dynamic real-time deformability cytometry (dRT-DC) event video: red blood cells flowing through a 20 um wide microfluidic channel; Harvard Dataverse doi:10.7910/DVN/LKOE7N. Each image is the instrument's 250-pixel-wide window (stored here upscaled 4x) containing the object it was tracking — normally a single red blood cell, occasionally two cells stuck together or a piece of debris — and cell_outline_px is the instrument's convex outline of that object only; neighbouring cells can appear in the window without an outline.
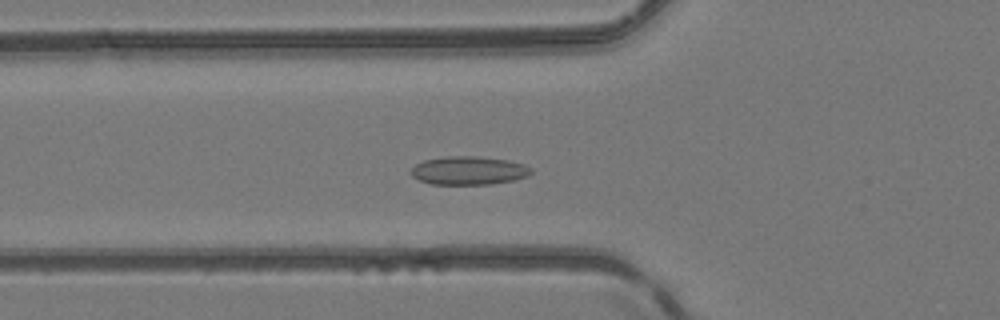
{"species": "common noctule bat (a hibernating species)", "species_latin": "Nyctalus noctula", "temperature_condition": "room temperature", "stored_images_in_passage": 49, "camera_frame_rate_fps": 3000, "um_per_image_px": 0.085, "animal": {"sex": "female", "body_mass_g": 24.6, "forearm_length_mm": 56.2}, "frame": {"image": 1, "passage_image": 17, "time_ms": 5.333, "image_size_px": [1000, 320], "cell_outline_px": [[532, 172], [528, 176], [516, 180], [492, 184], [432, 184], [420, 180], [412, 176], [408, 172], [416, 164], [424, 160], [448, 156], [476, 156], [508, 160], [524, 164], [532, 168]], "centroid_in_image_um": [39.86, 14.5], "position_along_channel_um": 85.9, "area_um2": 20.0}}
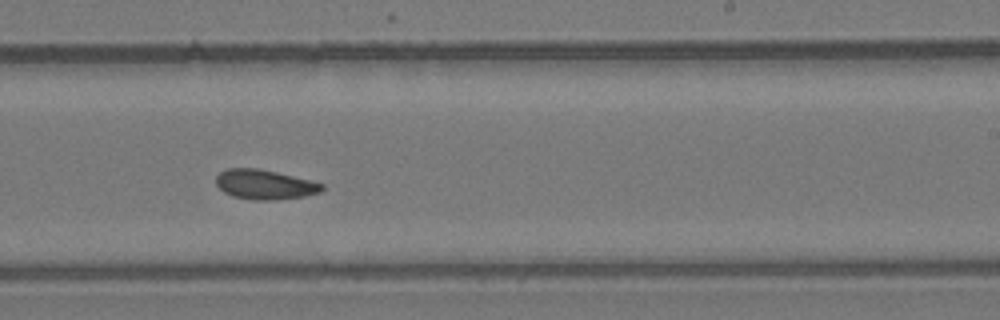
{"frame": {"image": 2, "passage_image": 30, "time_ms": 9.667, "image_size_px": [1000, 320], "cell_outline_px": [[324, 188], [320, 192], [304, 196], [276, 200], [252, 200], [232, 196], [224, 192], [216, 184], [216, 176], [220, 172], [228, 168], [260, 168], [324, 184]], "centroid_in_image_um": [22.47, 15.69], "position_along_channel_um": 266.5, "area_um2": 18.26}}
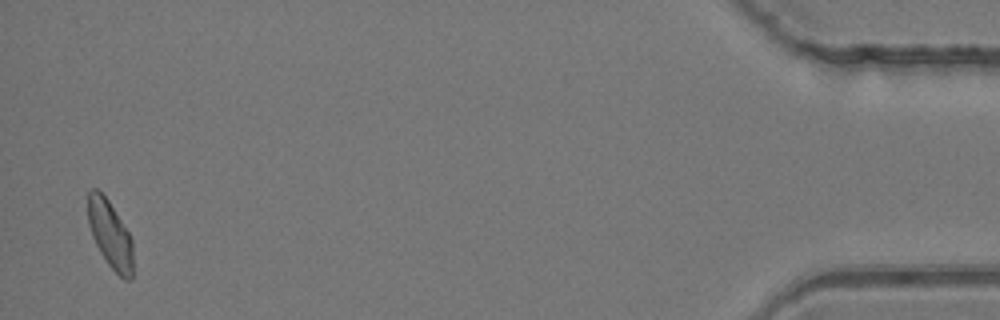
{"frame": {"image": 3, "passage_image": 48, "time_ms": 15.667, "image_size_px": [1000, 320], "cell_outline_px": [[132, 280], [124, 280], [108, 264], [100, 252], [92, 236], [88, 224], [88, 192], [92, 188], [96, 188], [108, 200], [128, 232], [132, 240]], "centroid_in_image_um": [9.35, 19.93], "position_along_channel_um": 425.8, "area_um2": 17.51}, "authors_computed_cell_mechanics": {"area_um2": 18.2648, "velocity_mm_per_s": 4.1521, "shape_relaxation_time_tau1_ms": null, "shape_relaxation_time_tau2_ms": 2.9612, "deformation_change_tau1": null, "deformation_change_tau2": 0.0754}}